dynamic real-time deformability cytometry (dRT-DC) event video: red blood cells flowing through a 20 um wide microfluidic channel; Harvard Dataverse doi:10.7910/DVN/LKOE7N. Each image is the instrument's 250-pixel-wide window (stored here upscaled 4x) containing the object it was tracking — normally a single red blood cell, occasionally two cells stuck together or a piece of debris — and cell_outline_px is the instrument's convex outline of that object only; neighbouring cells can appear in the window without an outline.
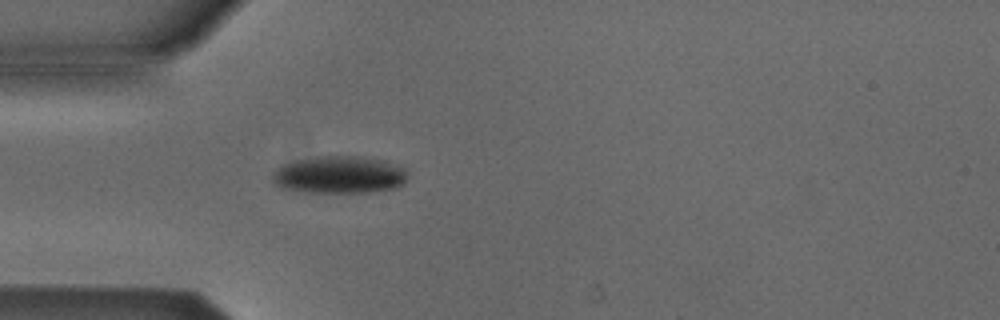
{"species": "Egyptian fruit bat (a non-hibernating species)", "species_latin": "Rousettus aegyptiacus", "temperature_condition": "cold", "stored_images_in_passage": 3, "camera_frame_rate_fps": 3000, "um_per_image_px": 0.085, "animal": {"sex": "male"}, "frame": {"image": 1, "passage_image": 3, "time_ms": 0.667, "image_size_px": [1000, 320], "cell_outline_px": [[408, 176], [404, 184], [396, 188], [372, 192], [304, 192], [280, 188], [272, 180], [272, 176], [284, 164], [300, 160], [324, 156], [360, 156], [384, 160], [404, 168], [408, 172]], "centroid_in_image_um": [28.91, 14.87], "position_along_channel_um": 56.1, "area_um2": 29.36}}